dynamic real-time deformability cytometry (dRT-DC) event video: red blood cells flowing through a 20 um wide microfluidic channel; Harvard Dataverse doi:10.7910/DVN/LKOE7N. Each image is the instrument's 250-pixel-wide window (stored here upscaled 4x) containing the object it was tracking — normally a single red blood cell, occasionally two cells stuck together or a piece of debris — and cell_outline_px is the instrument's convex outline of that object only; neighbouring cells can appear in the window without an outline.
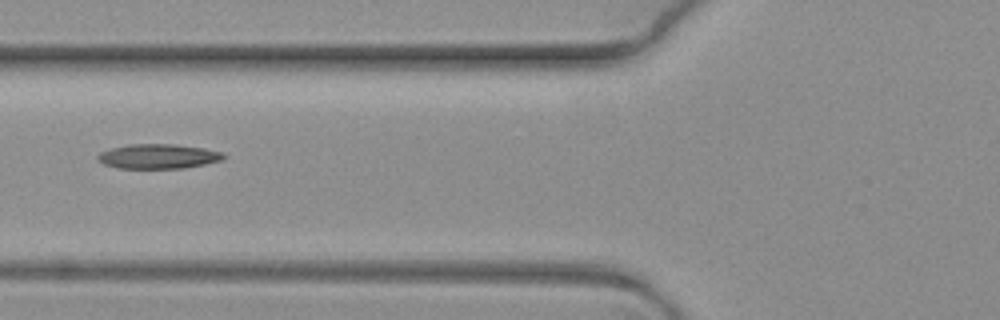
{"species": "common noctule bat (a hibernating species)", "species_latin": "Nyctalus noctula", "temperature_condition": "warm", "stored_images_in_passage": 8, "camera_frame_rate_fps": 3000, "um_per_image_px": 0.085, "animal": {"sex": "female", "body_mass_g": 19.3, "forearm_length_mm": 54.1}, "frame": {"image": 1, "passage_image": 5, "time_ms": 1.333, "image_size_px": [1000, 320], "cell_outline_px": [[228, 156], [224, 160], [184, 168], [120, 168], [104, 164], [96, 160], [96, 156], [100, 152], [112, 148], [128, 144], [176, 144], [204, 148], [224, 152]], "centroid_in_image_um": [13.49, 13.28], "position_along_channel_um": 112.3, "area_um2": 18.26}}
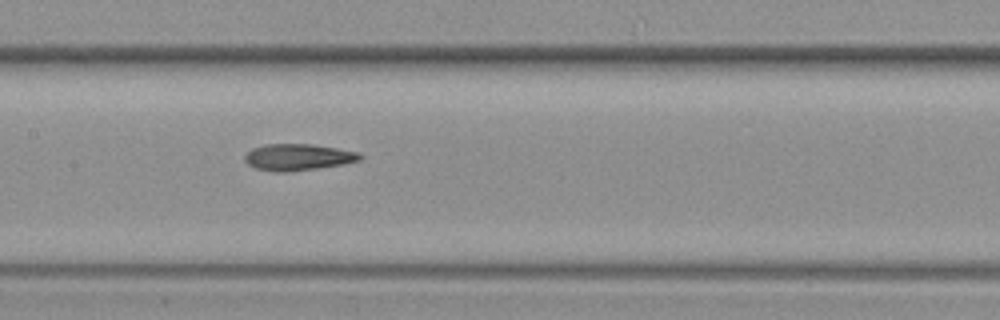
{"frame": {"image": 2, "passage_image": 7, "time_ms": 2.0, "image_size_px": [1000, 320], "cell_outline_px": [[364, 156], [360, 160], [344, 164], [292, 172], [272, 172], [256, 168], [248, 164], [244, 160], [244, 156], [252, 148], [264, 144], [312, 144], [360, 152]], "centroid_in_image_um": [25.34, 13.36], "position_along_channel_um": 182.1, "area_um2": 18.03}}
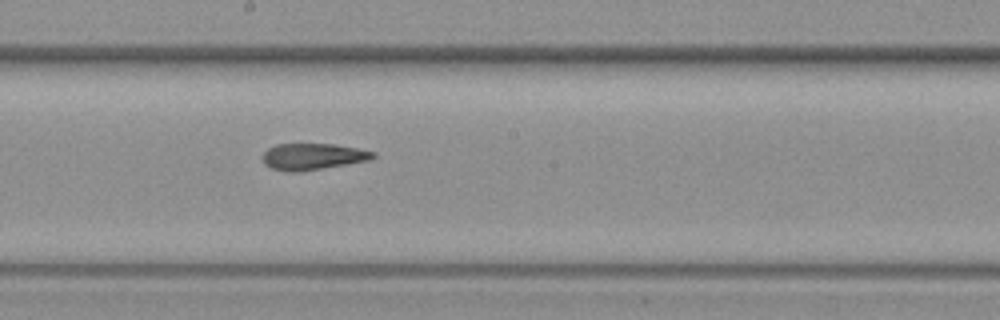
{"frame": {"image": 3, "passage_image": 8, "time_ms": 2.333, "image_size_px": [1000, 320], "cell_outline_px": [[376, 156], [372, 160], [300, 172], [284, 172], [272, 168], [264, 164], [264, 152], [268, 148], [276, 144], [332, 144], [356, 148], [376, 152]], "centroid_in_image_um": [26.61, 13.32], "position_along_channel_um": 221.6, "area_um2": 17.11}}